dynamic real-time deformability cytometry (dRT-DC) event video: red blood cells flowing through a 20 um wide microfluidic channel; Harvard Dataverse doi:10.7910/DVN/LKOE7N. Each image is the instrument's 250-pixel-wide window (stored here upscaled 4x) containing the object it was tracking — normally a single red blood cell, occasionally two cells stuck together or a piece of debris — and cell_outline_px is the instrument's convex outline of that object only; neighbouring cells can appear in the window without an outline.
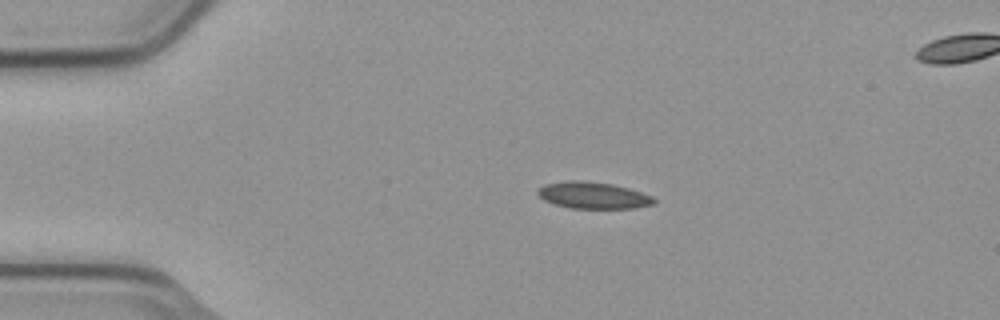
{"species": "common noctule bat (a hibernating species)", "species_latin": "Nyctalus noctula", "temperature_condition": "cold", "stored_images_in_passage": 45, "segment_of_instrument_passage": [1, 2], "camera_frame_rate_fps": 3000, "um_per_image_px": 0.085, "animal": {"sex": "male", "body_mass_g": 23.1, "forearm_length_mm": 52.7}, "frame": {"image": 1, "passage_image": 1, "time_ms": 0.0, "image_size_px": [1000, 320], "cell_outline_px": [[656, 204], [636, 208], [572, 208], [556, 204], [544, 200], [536, 192], [544, 184], [568, 180], [584, 180], [612, 184], [628, 188], [652, 196], [656, 200]], "centroid_in_image_um": [50.44, 16.6], "position_along_channel_um": 34.6, "area_um2": 18.03}}
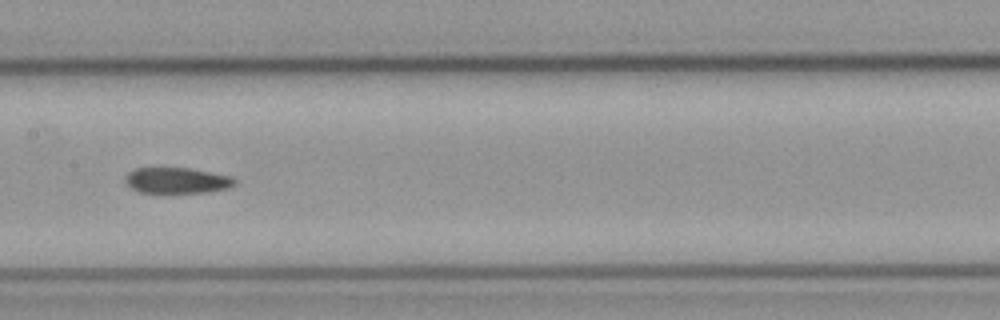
{"frame": {"image": 2, "passage_image": 17, "time_ms": 5.333, "image_size_px": [1000, 320], "cell_outline_px": [[236, 184], [228, 188], [208, 192], [164, 196], [140, 192], [132, 188], [124, 180], [124, 176], [128, 172], [136, 168], [188, 168], [232, 176], [236, 180]], "centroid_in_image_um": [15.02, 15.39], "position_along_channel_um": 192.4, "area_um2": 17.34}}
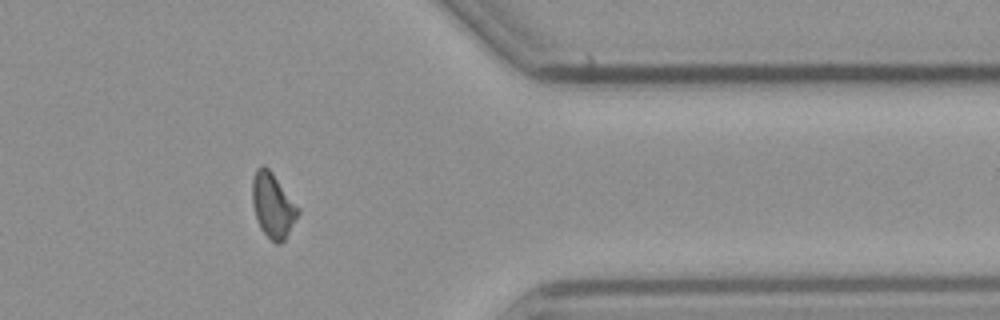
{"frame": {"image": 3, "passage_image": 34, "time_ms": 11.0, "image_size_px": [1000, 320], "cell_outline_px": [[300, 212], [284, 240], [280, 244], [276, 244], [260, 228], [252, 204], [252, 180], [256, 168], [264, 164], [272, 172], [300, 208]], "centroid_in_image_um": [23.19, 17.43], "position_along_channel_um": 388.2, "area_um2": 17.17}}